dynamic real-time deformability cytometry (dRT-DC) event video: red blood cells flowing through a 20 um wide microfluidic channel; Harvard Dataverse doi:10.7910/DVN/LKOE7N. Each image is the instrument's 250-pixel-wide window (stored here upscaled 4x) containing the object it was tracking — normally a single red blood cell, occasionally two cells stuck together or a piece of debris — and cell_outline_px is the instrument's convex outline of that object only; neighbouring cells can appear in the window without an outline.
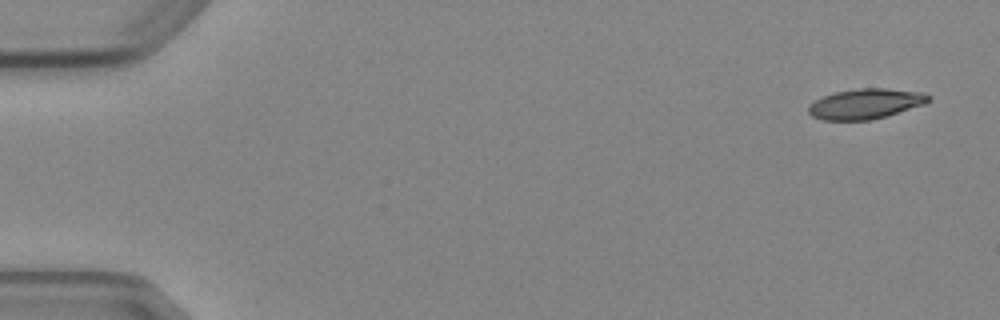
{"species": "Egyptian fruit bat (a non-hibernating species)", "species_latin": "Rousettus aegyptiacus", "temperature_condition": "cold", "stored_images_in_passage": 4, "camera_frame_rate_fps": 3000, "um_per_image_px": 0.085, "animal": {"sex": "female"}, "frame": {"image": 1, "passage_image": 1, "time_ms": 0.0, "image_size_px": [1000, 320], "cell_outline_px": [[932, 100], [924, 104], [884, 116], [868, 120], [824, 120], [812, 116], [808, 112], [808, 104], [832, 92], [860, 88], [884, 88], [924, 92], [932, 96]], "centroid_in_image_um": [73.57, 8.81], "position_along_channel_um": 11.4, "area_um2": 21.1}}
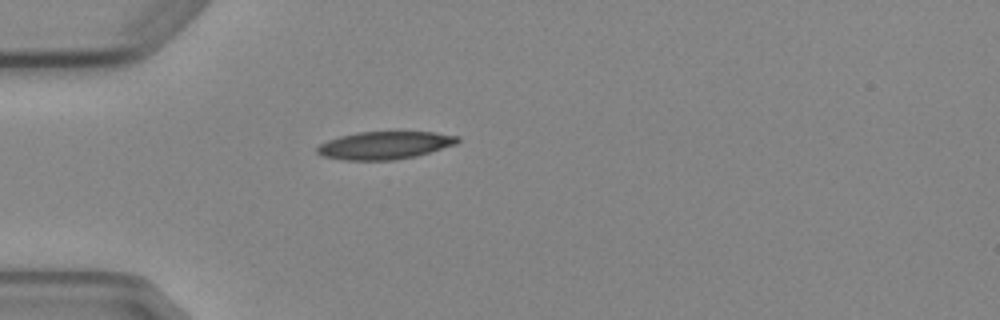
{"frame": {"image": 2, "passage_image": 4, "time_ms": 4.333, "image_size_px": [1000, 320], "cell_outline_px": [[460, 140], [456, 144], [416, 156], [392, 160], [344, 160], [324, 156], [316, 152], [316, 148], [320, 144], [328, 140], [340, 136], [356, 132], [436, 132], [460, 136]], "centroid_in_image_um": [32.71, 12.34], "position_along_channel_um": 52.3, "area_um2": 22.66}}